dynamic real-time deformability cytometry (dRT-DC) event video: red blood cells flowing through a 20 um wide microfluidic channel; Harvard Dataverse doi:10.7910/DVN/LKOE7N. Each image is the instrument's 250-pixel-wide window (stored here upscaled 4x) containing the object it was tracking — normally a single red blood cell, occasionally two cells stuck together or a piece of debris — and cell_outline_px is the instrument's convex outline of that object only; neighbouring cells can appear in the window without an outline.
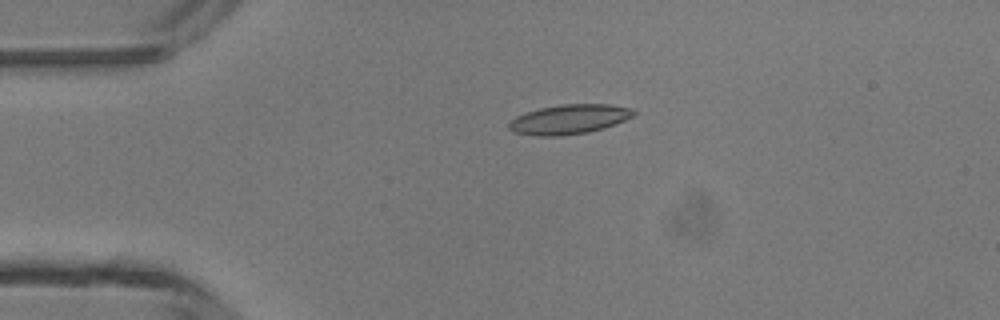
{"species": "common noctule bat (a hibernating species)", "species_latin": "Nyctalus noctula", "temperature_condition": "room temperature", "stored_images_in_passage": 4, "camera_frame_rate_fps": 3000, "um_per_image_px": 0.085, "animal": {"sex": "male", "body_mass_g": 13.3}, "frame": {"image": 1, "passage_image": 3, "time_ms": 2.333, "image_size_px": [1000, 320], "cell_outline_px": [[636, 112], [632, 116], [624, 120], [604, 128], [588, 132], [560, 136], [536, 136], [512, 132], [508, 128], [508, 124], [516, 116], [540, 108], [564, 104], [612, 104], [632, 108]], "centroid_in_image_um": [48.37, 10.14], "position_along_channel_um": 36.6, "area_um2": 21.44}}